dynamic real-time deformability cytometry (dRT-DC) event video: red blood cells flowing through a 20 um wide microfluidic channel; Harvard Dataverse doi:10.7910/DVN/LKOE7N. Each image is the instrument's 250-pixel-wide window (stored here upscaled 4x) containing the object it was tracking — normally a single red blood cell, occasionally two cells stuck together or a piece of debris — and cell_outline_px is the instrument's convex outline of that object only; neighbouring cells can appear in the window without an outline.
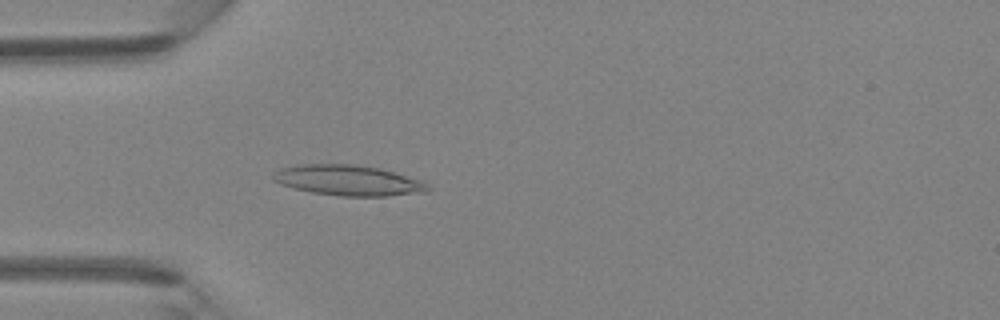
{"species": "Egyptian fruit bat (a non-hibernating species)", "species_latin": "Rousettus aegyptiacus", "temperature_condition": "room temperature", "stored_images_in_passage": 45, "camera_frame_rate_fps": 3000, "um_per_image_px": 0.085, "animal": {"sex": "female"}, "frame": {"image": 1, "passage_image": 13, "time_ms": 4.0, "image_size_px": [1000, 320], "cell_outline_px": [[432, 188], [428, 192], [388, 196], [340, 196], [312, 192], [280, 184], [272, 180], [272, 176], [280, 168], [296, 164], [356, 164], [380, 168], [424, 180]], "centroid_in_image_um": [29.66, 15.33], "position_along_channel_um": 55.3, "area_um2": 27.8}}
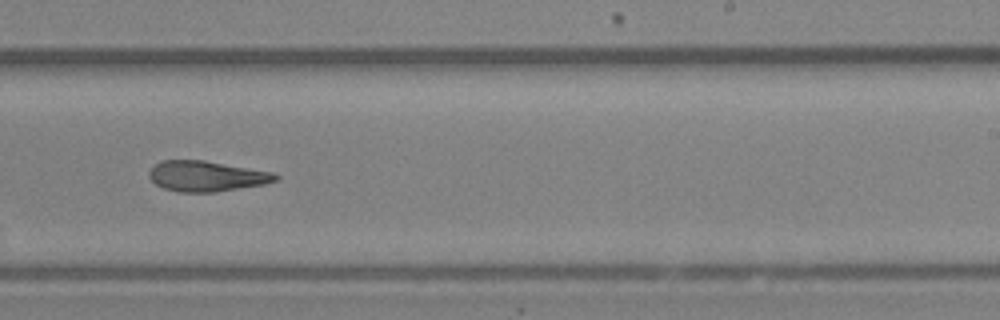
{"frame": {"image": 2, "passage_image": 28, "time_ms": 9.0, "image_size_px": [1000, 320], "cell_outline_px": [[280, 176], [276, 180], [264, 184], [216, 192], [176, 192], [164, 188], [156, 184], [148, 176], [148, 172], [160, 160], [204, 160], [272, 172]], "centroid_in_image_um": [17.53, 14.97], "position_along_channel_um": 271.5, "area_um2": 22.37}}
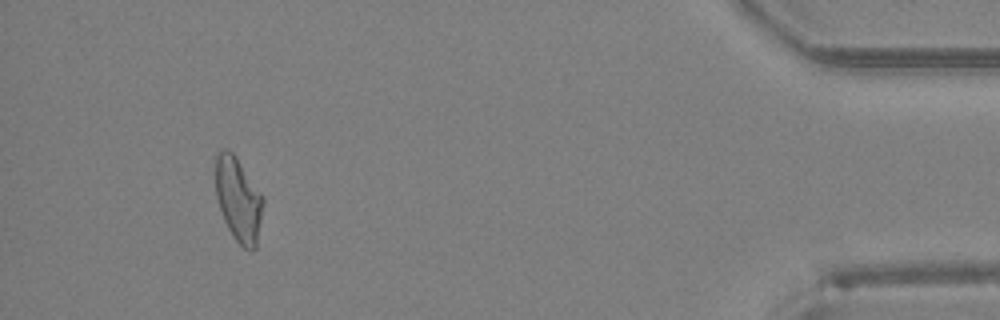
{"frame": {"image": 3, "passage_image": 42, "time_ms": 13.667, "image_size_px": [1000, 320], "cell_outline_px": [[264, 204], [256, 248], [252, 252], [248, 252], [232, 236], [224, 220], [216, 196], [216, 156], [224, 148], [228, 148], [236, 156], [264, 196]], "centroid_in_image_um": [20.29, 16.98], "position_along_channel_um": 414.9, "area_um2": 23.52}}